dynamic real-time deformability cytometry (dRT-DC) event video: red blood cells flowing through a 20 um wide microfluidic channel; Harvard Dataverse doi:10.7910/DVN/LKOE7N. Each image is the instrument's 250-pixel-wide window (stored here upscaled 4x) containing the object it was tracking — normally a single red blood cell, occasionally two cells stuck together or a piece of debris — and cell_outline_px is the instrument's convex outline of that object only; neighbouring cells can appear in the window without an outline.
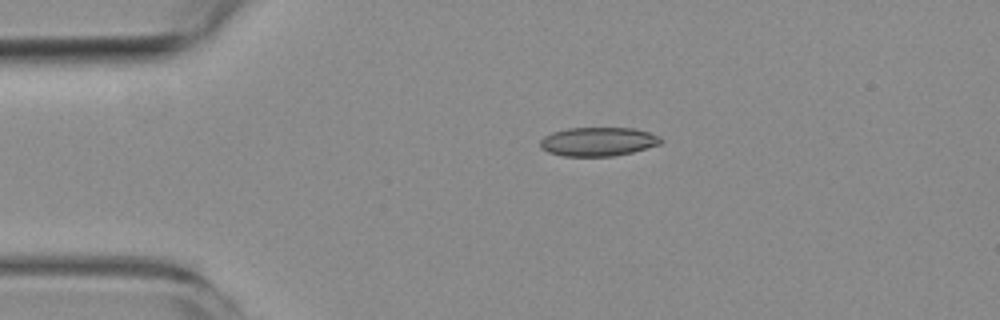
{"species": "common noctule bat (a hibernating species)", "species_latin": "Nyctalus noctula", "temperature_condition": "room temperature", "stored_images_in_passage": 3, "camera_frame_rate_fps": 3000, "um_per_image_px": 0.085, "animal": {"sex": "female", "body_mass_g": 19.3, "forearm_length_mm": 54.1}, "frame": {"image": 1, "passage_image": 2, "time_ms": 1.0, "image_size_px": [1000, 320], "cell_outline_px": [[664, 140], [660, 144], [632, 152], [612, 156], [564, 156], [548, 152], [540, 148], [540, 140], [544, 136], [552, 132], [568, 128], [636, 128], [660, 136]], "centroid_in_image_um": [50.84, 12.03], "position_along_channel_um": 34.2, "area_um2": 20.35}}